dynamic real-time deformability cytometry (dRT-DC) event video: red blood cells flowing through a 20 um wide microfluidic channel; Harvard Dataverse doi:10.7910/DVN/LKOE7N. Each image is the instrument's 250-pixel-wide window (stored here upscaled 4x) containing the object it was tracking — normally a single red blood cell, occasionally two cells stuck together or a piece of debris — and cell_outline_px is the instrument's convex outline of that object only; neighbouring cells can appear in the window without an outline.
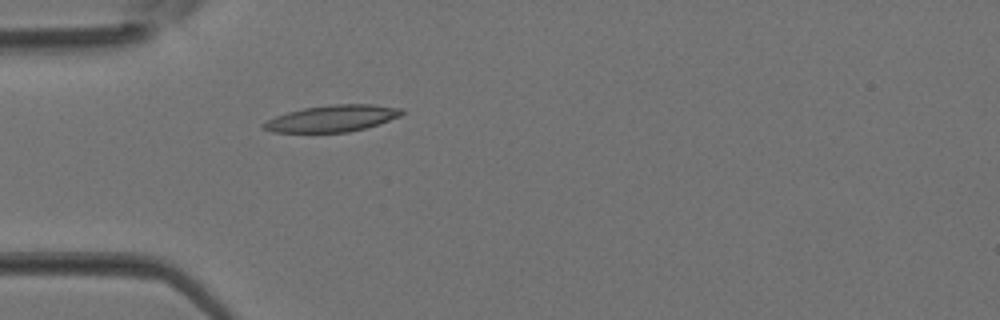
{"species": "Egyptian fruit bat (a non-hibernating species)", "species_latin": "Rousettus aegyptiacus", "temperature_condition": "room temperature", "stored_images_in_passage": 3, "camera_frame_rate_fps": 3000, "um_per_image_px": 0.085, "animal": {"sex": "female"}, "frame": {"image": 1, "passage_image": 3, "time_ms": 0.667, "image_size_px": [1000, 320], "cell_outline_px": [[404, 112], [400, 116], [380, 124], [348, 132], [272, 132], [264, 128], [260, 124], [276, 116], [288, 112], [304, 108], [332, 104], [372, 104], [400, 108]], "centroid_in_image_um": [28.25, 10.06], "position_along_channel_um": 56.8, "area_um2": 21.27}}